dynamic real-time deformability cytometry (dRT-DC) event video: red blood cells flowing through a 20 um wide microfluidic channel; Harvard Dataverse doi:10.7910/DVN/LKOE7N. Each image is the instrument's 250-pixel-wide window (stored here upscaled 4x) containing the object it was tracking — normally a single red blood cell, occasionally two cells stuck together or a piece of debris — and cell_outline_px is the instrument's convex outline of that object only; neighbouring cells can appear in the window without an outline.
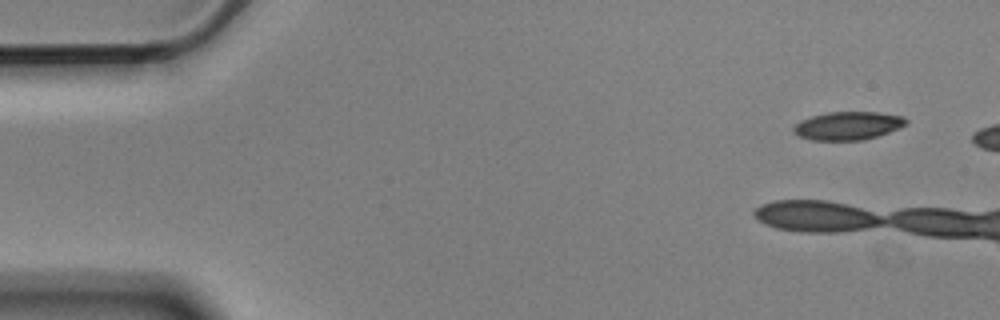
{"species": "Egyptian fruit bat (a non-hibernating species)", "species_latin": "Rousettus aegyptiacus", "temperature_condition": "cold", "stored_images_in_passage": 4, "camera_frame_rate_fps": 3000, "um_per_image_px": 0.085, "animal": {"sex": "male"}, "frame": {"image": 1, "passage_image": 1, "time_ms": 0.0, "image_size_px": [1000, 320], "cell_outline_px": [[908, 124], [900, 128], [864, 140], [812, 140], [800, 136], [792, 132], [792, 128], [800, 120], [812, 116], [828, 112], [880, 112], [904, 116], [908, 120]], "centroid_in_image_um": [72.1, 10.68], "position_along_channel_um": 12.9, "area_um2": 18.61}}